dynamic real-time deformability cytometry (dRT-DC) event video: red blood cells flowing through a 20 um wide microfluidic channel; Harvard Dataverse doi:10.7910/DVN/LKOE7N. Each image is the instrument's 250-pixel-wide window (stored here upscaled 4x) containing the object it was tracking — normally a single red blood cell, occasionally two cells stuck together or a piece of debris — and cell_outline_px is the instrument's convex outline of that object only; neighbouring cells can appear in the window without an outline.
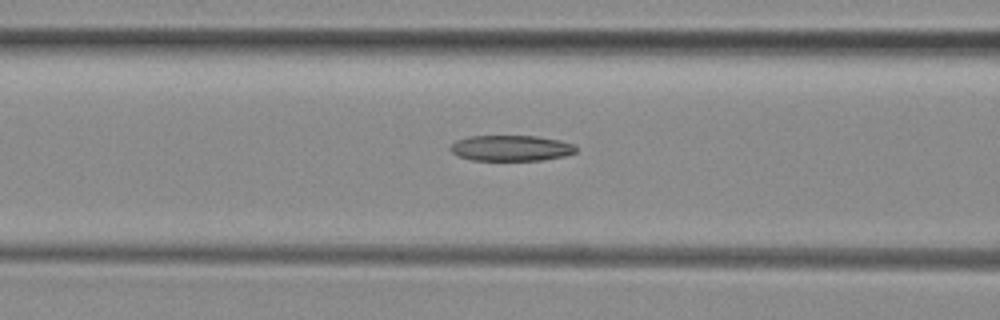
{"species": "common noctule bat (a hibernating species)", "species_latin": "Nyctalus noctula", "temperature_condition": "room temperature", "stored_images_in_passage": 41, "camera_frame_rate_fps": 3000, "um_per_image_px": 0.085, "animal": {"sex": "female", "body_mass_g": 29.2, "forearm_length_mm": 56.3}, "frame": {"image": 1, "passage_image": 21, "time_ms": 6.667, "image_size_px": [1000, 320], "cell_outline_px": [[576, 152], [564, 156], [544, 160], [472, 160], [460, 156], [452, 152], [448, 148], [456, 140], [468, 136], [536, 136], [560, 140], [572, 144], [576, 148]], "centroid_in_image_um": [43.43, 12.58], "position_along_channel_um": 123.2, "area_um2": 18.79}}
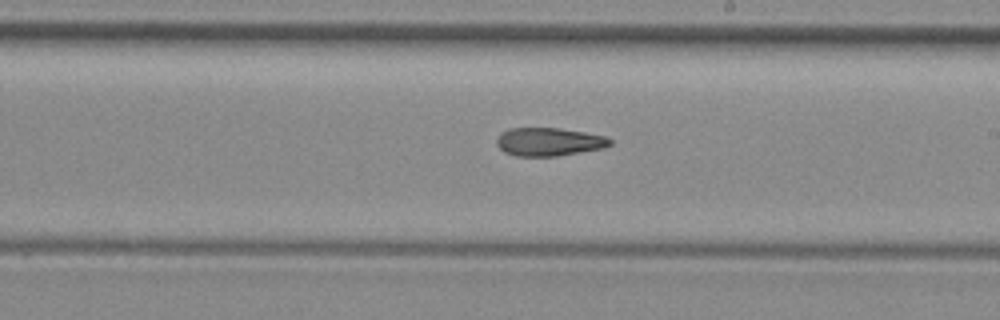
{"frame": {"image": 2, "passage_image": 30, "time_ms": 9.667, "image_size_px": [1000, 320], "cell_outline_px": [[612, 144], [604, 148], [556, 156], [516, 156], [504, 152], [496, 144], [496, 140], [504, 132], [512, 128], [560, 128], [608, 136], [612, 140]], "centroid_in_image_um": [46.71, 12.05], "position_along_channel_um": 242.3, "area_um2": 18.61}}
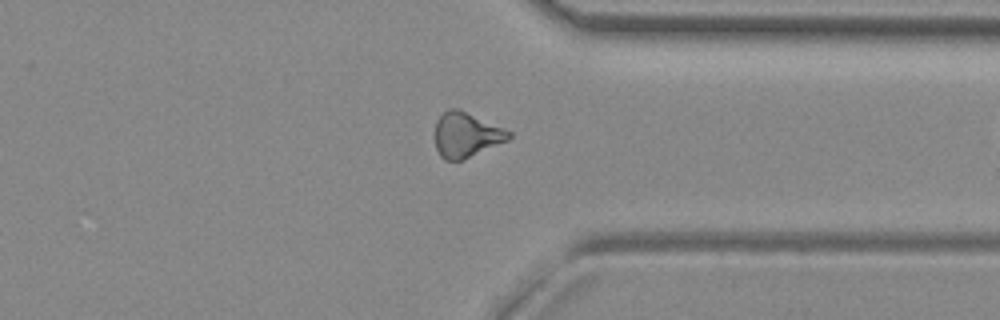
{"frame": {"image": 3, "passage_image": 40, "time_ms": 13.0, "image_size_px": [1000, 320], "cell_outline_px": [[512, 136], [508, 140], [460, 160], [444, 160], [440, 156], [436, 148], [436, 120], [448, 108], [456, 108], [504, 128], [512, 132]], "centroid_in_image_um": [39.62, 11.46], "position_along_channel_um": 371.8, "area_um2": 18.9}}